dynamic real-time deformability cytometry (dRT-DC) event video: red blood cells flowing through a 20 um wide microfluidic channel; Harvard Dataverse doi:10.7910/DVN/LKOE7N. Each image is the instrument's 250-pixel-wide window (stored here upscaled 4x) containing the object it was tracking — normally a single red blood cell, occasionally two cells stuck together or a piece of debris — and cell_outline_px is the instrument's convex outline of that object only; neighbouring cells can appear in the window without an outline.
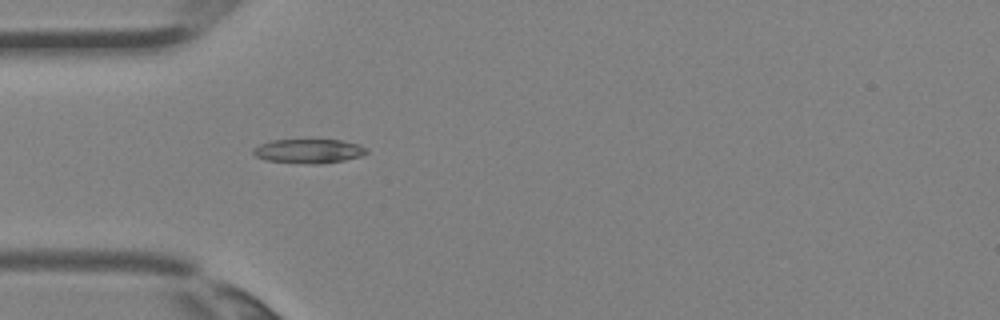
{"species": "Egyptian fruit bat (a non-hibernating species)", "species_latin": "Rousettus aegyptiacus", "temperature_condition": "room temperature", "stored_images_in_passage": 2, "camera_frame_rate_fps": 3000, "um_per_image_px": 0.085, "animal": {"sex": "female"}, "frame": {"image": 1, "passage_image": 2, "time_ms": 0.333, "image_size_px": [1000, 320], "cell_outline_px": [[368, 152], [364, 156], [344, 160], [320, 164], [304, 164], [264, 160], [256, 156], [252, 152], [252, 148], [260, 144], [272, 140], [340, 140], [360, 144], [368, 148]], "centroid_in_image_um": [26.26, 12.85], "position_along_channel_um": 58.7, "area_um2": 16.24}}